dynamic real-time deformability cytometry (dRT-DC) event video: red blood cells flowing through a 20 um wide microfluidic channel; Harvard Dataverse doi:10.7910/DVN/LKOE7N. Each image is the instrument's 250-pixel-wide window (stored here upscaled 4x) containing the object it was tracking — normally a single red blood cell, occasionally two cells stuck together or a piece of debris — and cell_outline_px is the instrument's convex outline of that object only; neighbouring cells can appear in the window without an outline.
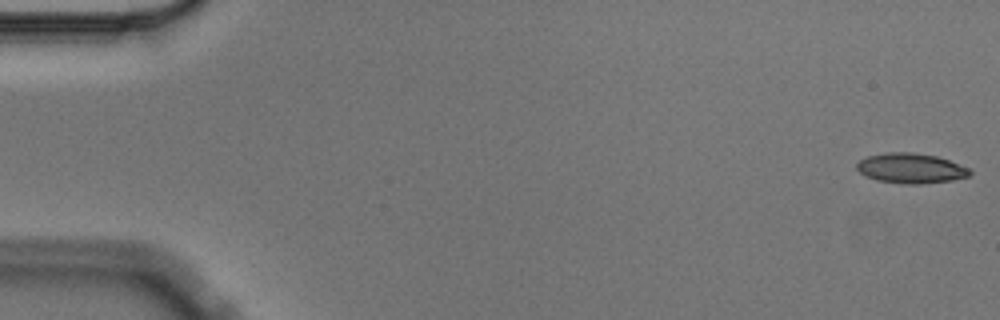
{"species": "Egyptian fruit bat (a non-hibernating species)", "species_latin": "Rousettus aegyptiacus", "temperature_condition": "cold", "stored_images_in_passage": 7, "camera_frame_rate_fps": 3000, "um_per_image_px": 0.085, "animal": {"sex": "male"}, "frame": {"image": 1, "passage_image": 1, "time_ms": 0.0, "image_size_px": [1000, 320], "cell_outline_px": [[972, 172], [968, 176], [952, 180], [920, 184], [904, 184], [876, 180], [864, 176], [856, 168], [856, 164], [860, 160], [868, 156], [884, 152], [912, 152], [936, 156], [972, 168]], "centroid_in_image_um": [77.42, 14.3], "position_along_channel_um": 7.6, "area_um2": 19.94}}
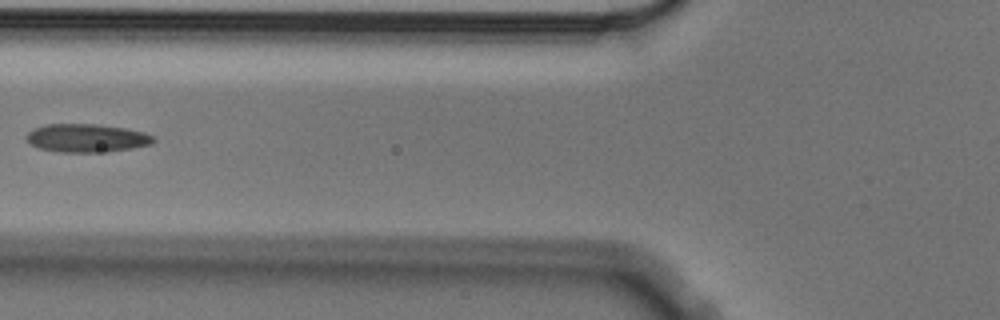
{"frame": {"image": 2, "passage_image": 6, "time_ms": 1.667, "image_size_px": [1000, 320], "cell_outline_px": [[156, 140], [152, 144], [132, 148], [96, 152], [56, 152], [40, 148], [32, 144], [24, 136], [32, 128], [44, 124], [96, 124], [128, 128], [144, 132], [156, 136]], "centroid_in_image_um": [7.38, 11.72], "position_along_channel_um": 118.4, "area_um2": 21.1}}
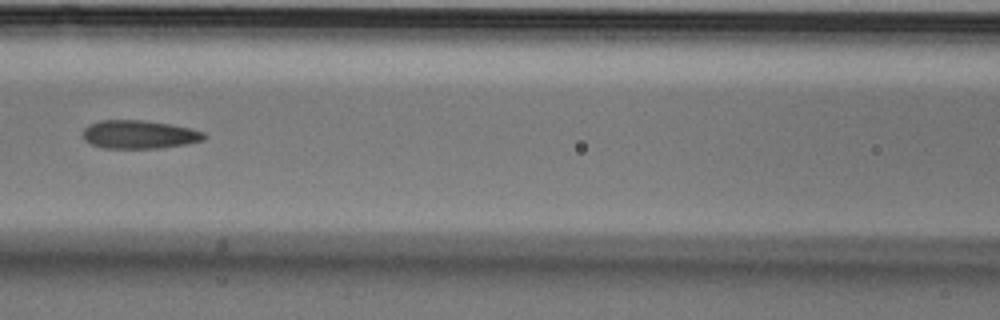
{"frame": {"image": 3, "passage_image": 7, "time_ms": 2.0, "image_size_px": [1000, 320], "cell_outline_px": [[208, 136], [204, 140], [184, 144], [160, 148], [104, 148], [92, 144], [84, 140], [84, 128], [88, 124], [100, 120], [144, 120], [172, 124], [192, 128], [204, 132]], "centroid_in_image_um": [11.86, 11.42], "position_along_channel_um": 154.7, "area_um2": 20.17}}